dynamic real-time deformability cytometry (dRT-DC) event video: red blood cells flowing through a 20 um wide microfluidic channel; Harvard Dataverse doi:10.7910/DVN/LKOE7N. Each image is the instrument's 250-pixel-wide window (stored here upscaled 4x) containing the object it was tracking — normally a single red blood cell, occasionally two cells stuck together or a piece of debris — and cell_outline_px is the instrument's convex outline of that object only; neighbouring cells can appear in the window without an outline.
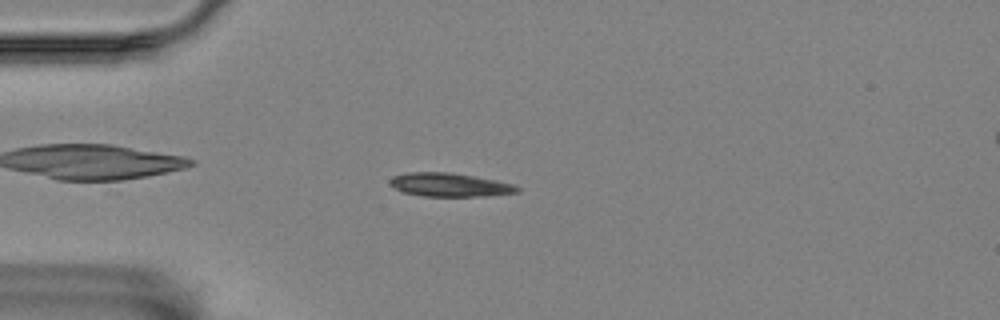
{"species": "Egyptian fruit bat (a non-hibernating species)", "species_latin": "Rousettus aegyptiacus", "temperature_condition": "room temperature", "stored_images_in_passage": 40, "camera_frame_rate_fps": 3000, "um_per_image_px": 0.085, "animal": {"sex": "female"}, "frame": {"image": 1, "passage_image": 14, "time_ms": 4.333, "image_size_px": [1000, 320], "cell_outline_px": [[520, 192], [484, 196], [424, 196], [400, 192], [388, 184], [388, 180], [392, 176], [408, 172], [452, 172], [476, 176], [496, 180], [512, 184], [520, 188]], "centroid_in_image_um": [38.17, 15.7], "position_along_channel_um": 46.8, "area_um2": 17.74}}
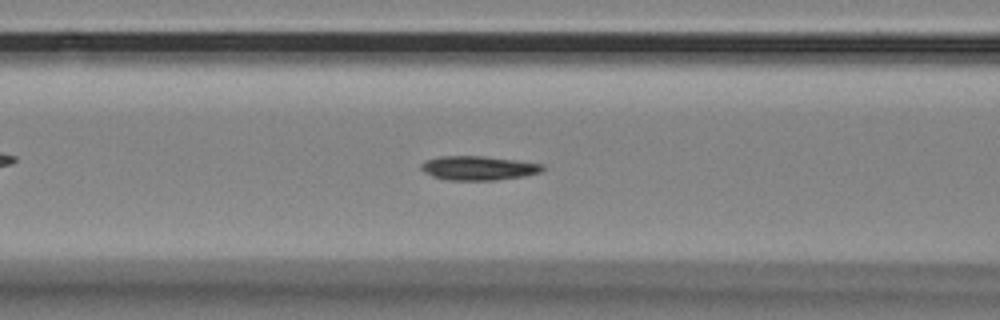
{"frame": {"image": 2, "passage_image": 22, "time_ms": 7.0, "image_size_px": [1000, 320], "cell_outline_px": [[544, 168], [540, 172], [524, 176], [496, 180], [448, 180], [432, 176], [424, 172], [420, 168], [420, 164], [424, 160], [440, 156], [484, 156], [544, 164]], "centroid_in_image_um": [40.62, 14.28], "position_along_channel_um": 126.0, "area_um2": 17.11}}
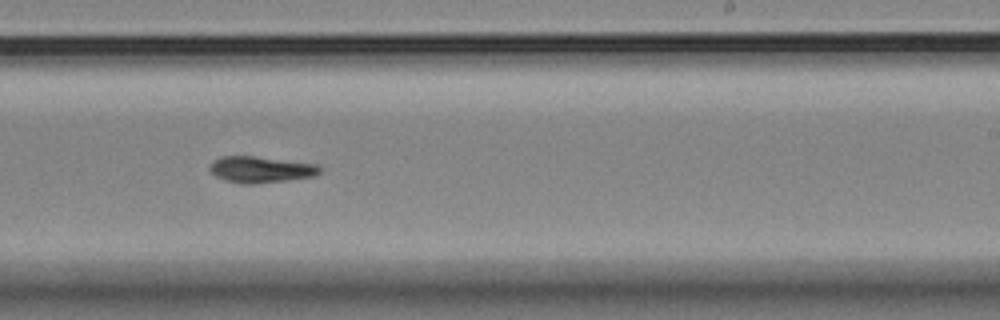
{"frame": {"image": 3, "passage_image": 34, "time_ms": 11.0, "image_size_px": [1000, 320], "cell_outline_px": [[320, 172], [316, 176], [288, 180], [256, 184], [240, 184], [224, 180], [216, 176], [208, 168], [212, 160], [220, 156], [252, 156], [320, 164]], "centroid_in_image_um": [22.16, 14.41], "position_along_channel_um": 266.8, "area_um2": 17.11}}